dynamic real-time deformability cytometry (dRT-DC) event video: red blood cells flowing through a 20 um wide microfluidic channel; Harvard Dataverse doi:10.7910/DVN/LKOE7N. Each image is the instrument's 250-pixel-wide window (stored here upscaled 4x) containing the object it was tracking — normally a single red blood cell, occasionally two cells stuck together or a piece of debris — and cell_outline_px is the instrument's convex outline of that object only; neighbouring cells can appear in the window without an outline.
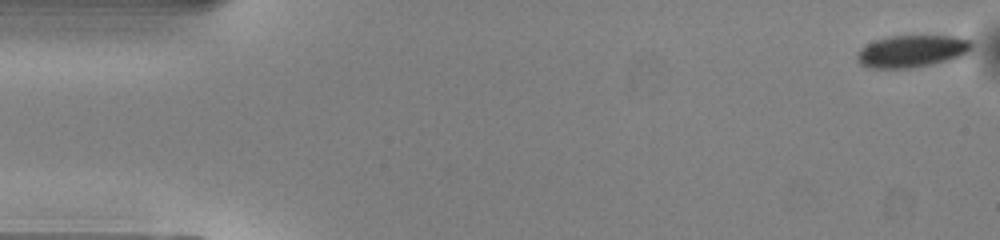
{"species": "common noctule bat (a hibernating species)", "species_latin": "Nyctalus noctula", "temperature_condition": "warm", "stored_images_in_passage": 50, "camera_frame_rate_fps": 3000, "um_per_image_px": 0.085, "animal": {"sex": "male", "body_mass_g": 13.0, "forearm_length_mm": 53.1}, "frame": {"image": 1, "passage_image": 1, "time_ms": 0.0, "image_size_px": [1000, 240], "cell_outline_px": [[972, 48], [964, 56], [932, 64], [912, 68], [868, 68], [860, 64], [856, 60], [856, 56], [860, 48], [876, 40], [892, 36], [960, 36], [972, 40]], "centroid_in_image_um": [77.54, 4.35], "position_along_channel_um": 7.5, "area_um2": 21.68}}
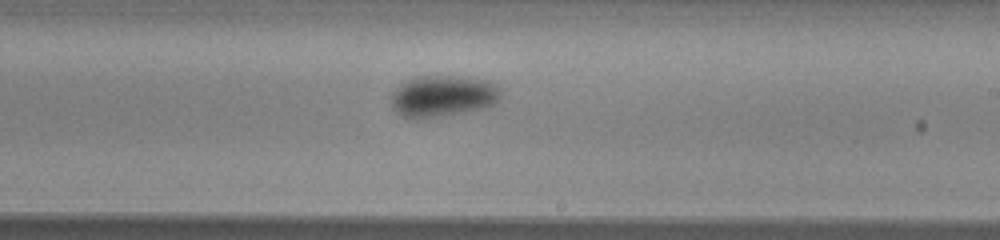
{"frame": {"image": 2, "passage_image": 29, "time_ms": 9.333, "image_size_px": [1000, 240], "cell_outline_px": [[500, 96], [492, 104], [484, 108], [440, 116], [416, 120], [404, 116], [396, 112], [392, 108], [388, 100], [392, 92], [400, 84], [416, 76], [468, 76], [488, 80], [496, 84], [500, 92]], "centroid_in_image_um": [37.58, 8.16], "position_along_channel_um": 251.4, "area_um2": 26.76}}
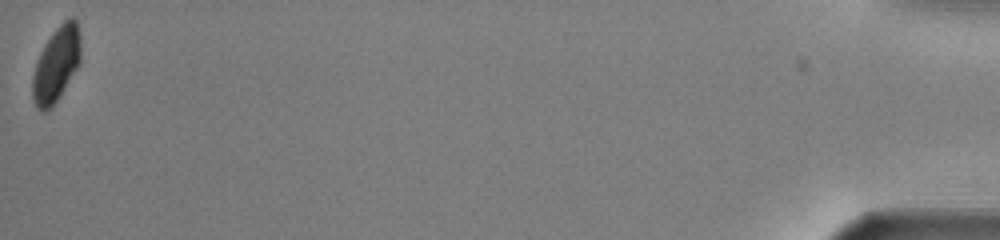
{"frame": {"image": 3, "passage_image": 50, "time_ms": 16.333, "image_size_px": [1000, 240], "cell_outline_px": [[80, 64], [52, 108], [44, 112], [36, 108], [32, 100], [32, 76], [36, 60], [44, 44], [52, 32], [68, 16], [72, 16], [76, 20], [80, 36]], "centroid_in_image_um": [4.77, 5.48], "position_along_channel_um": 430.4, "area_um2": 21.39}, "authors_computed_cell_mechanics": {"area_um2": 23.6402, "velocity_mm_per_s": 4.074, "shape_relaxation_time_tau1_ms": 2.2145, "shape_relaxation_time_tau2_ms": null, "deformation_change_tau1": 0.0684, "deformation_change_tau2": null}}